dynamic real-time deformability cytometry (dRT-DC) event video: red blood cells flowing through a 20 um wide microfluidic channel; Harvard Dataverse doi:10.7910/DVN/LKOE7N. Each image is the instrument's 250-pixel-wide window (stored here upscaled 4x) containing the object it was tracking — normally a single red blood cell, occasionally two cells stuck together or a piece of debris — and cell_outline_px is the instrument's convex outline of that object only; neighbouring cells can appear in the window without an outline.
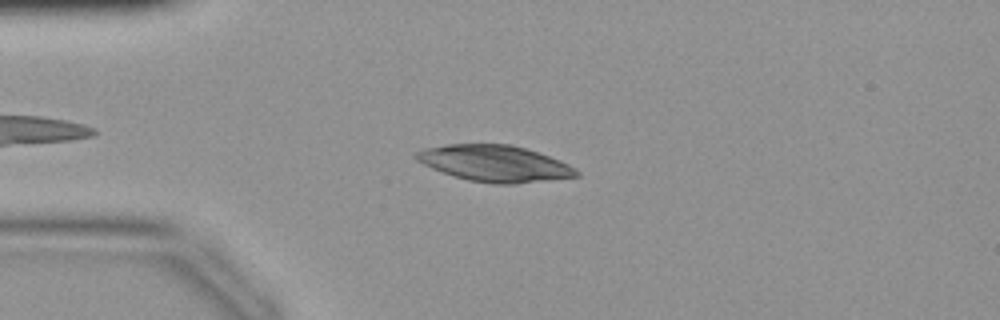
{"species": "common noctule bat (a hibernating species)", "species_latin": "Nyctalus noctula", "temperature_condition": "warm", "stored_images_in_passage": 33, "camera_frame_rate_fps": 3000, "um_per_image_px": 0.085, "animal": {"sex": "female", "body_mass_g": 19.9}, "frame": {"image": 1, "passage_image": 6, "time_ms": 1.667, "image_size_px": [1000, 320], "cell_outline_px": [[580, 176], [516, 184], [492, 184], [468, 180], [452, 176], [432, 168], [416, 160], [412, 156], [416, 152], [424, 148], [444, 144], [512, 144], [560, 160], [568, 164], [580, 172]], "centroid_in_image_um": [42.02, 13.89], "position_along_channel_um": 43.0, "area_um2": 34.04}}
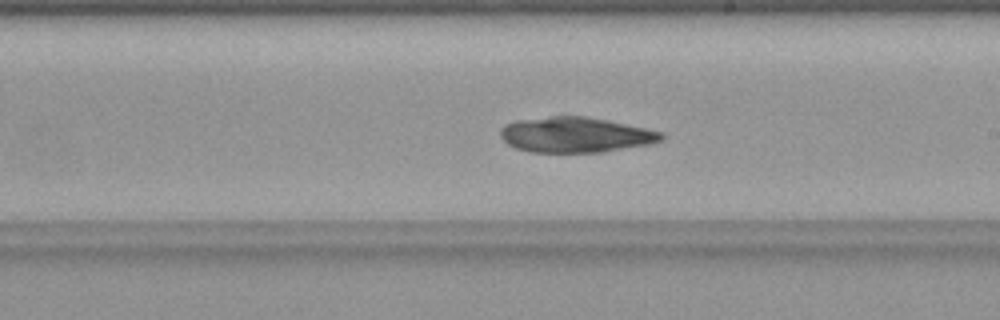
{"frame": {"image": 2, "passage_image": 20, "time_ms": 6.333, "image_size_px": [1000, 320], "cell_outline_px": [[664, 136], [660, 140], [648, 144], [600, 152], [528, 152], [516, 148], [508, 144], [500, 136], [500, 128], [504, 124], [516, 120], [552, 116], [584, 116], [664, 132]], "centroid_in_image_um": [48.84, 11.46], "position_along_channel_um": 240.2, "area_um2": 32.83}}
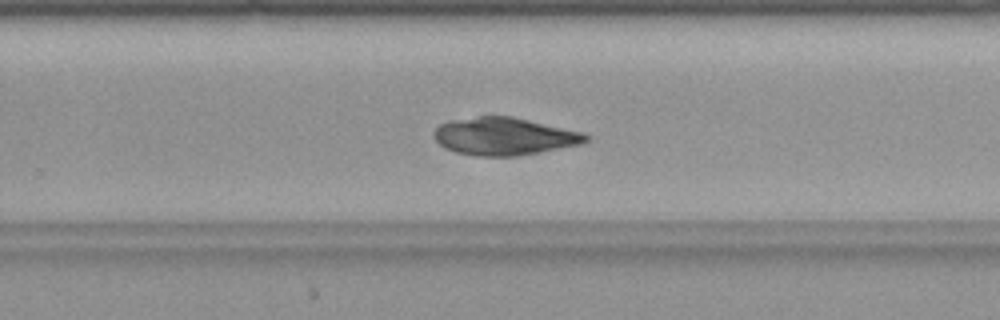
{"frame": {"image": 3, "passage_image": 23, "time_ms": 7.333, "image_size_px": [1000, 320], "cell_outline_px": [[592, 136], [584, 144], [516, 156], [476, 156], [456, 152], [444, 148], [432, 136], [432, 132], [440, 124], [448, 120], [476, 116], [512, 116], [584, 132]], "centroid_in_image_um": [42.87, 11.58], "position_along_channel_um": 286.9, "area_um2": 33.7}}